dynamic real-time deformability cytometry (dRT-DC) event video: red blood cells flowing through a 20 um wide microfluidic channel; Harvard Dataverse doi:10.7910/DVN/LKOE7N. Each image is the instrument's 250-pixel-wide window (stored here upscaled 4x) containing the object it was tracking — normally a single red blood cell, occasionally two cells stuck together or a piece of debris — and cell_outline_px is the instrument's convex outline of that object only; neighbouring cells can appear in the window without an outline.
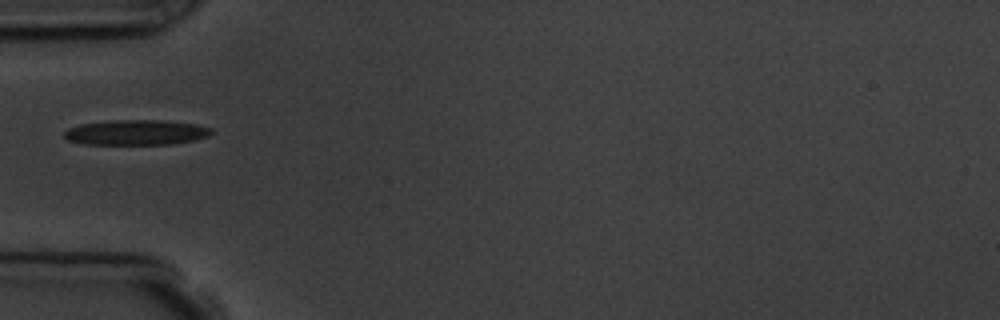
{"species": "common noctule bat (a hibernating species)", "species_latin": "Nyctalus noctula", "temperature_condition": "room temperature", "stored_images_in_passage": 1, "camera_frame_rate_fps": 3000, "um_per_image_px": 0.085, "animal": {"sex": "male", "body_mass_g": 19.5, "forearm_length_mm": 54.6}, "frame": {"image": 1, "passage_image": 1, "time_ms": 0.0, "image_size_px": [1000, 320], "cell_outline_px": [[212, 132], [208, 136], [192, 140], [172, 144], [84, 144], [68, 140], [64, 136], [64, 132], [68, 128], [80, 124], [112, 120], [164, 120], [196, 124], [212, 128]], "centroid_in_image_um": [11.56, 11.25], "position_along_channel_um": 73.4, "area_um2": 21.56}}